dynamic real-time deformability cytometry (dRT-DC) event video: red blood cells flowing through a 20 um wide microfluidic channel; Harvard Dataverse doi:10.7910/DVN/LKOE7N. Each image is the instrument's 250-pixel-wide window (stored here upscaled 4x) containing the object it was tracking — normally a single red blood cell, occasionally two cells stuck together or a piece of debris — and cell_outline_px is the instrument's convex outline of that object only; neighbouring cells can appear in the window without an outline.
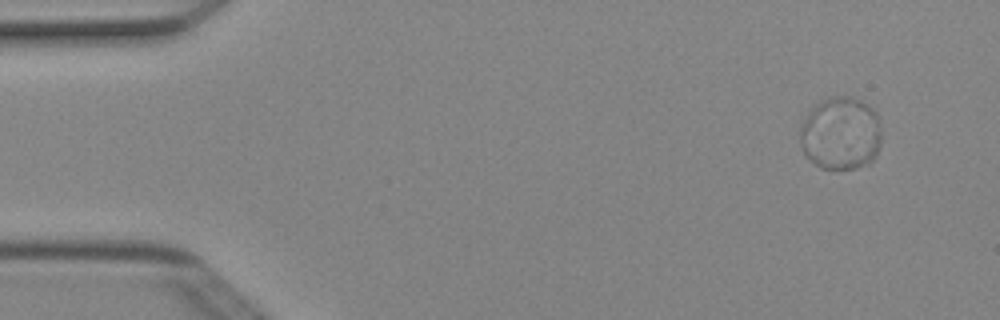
{"species": "Egyptian fruit bat (a non-hibernating species)", "species_latin": "Rousettus aegyptiacus", "temperature_condition": "cold", "stored_images_in_passage": 4, "camera_frame_rate_fps": 3000, "um_per_image_px": 0.085, "animal": {"sex": "female"}, "frame": {"image": 1, "passage_image": 1, "time_ms": 0.0, "image_size_px": [1000, 320], "cell_outline_px": [[880, 144], [876, 156], [868, 164], [856, 168], [820, 168], [804, 156], [800, 140], [800, 128], [808, 112], [820, 100], [828, 96], [852, 96], [868, 104], [876, 112], [880, 132]], "centroid_in_image_um": [71.45, 11.33], "position_along_channel_um": 13.6, "area_um2": 34.91}}
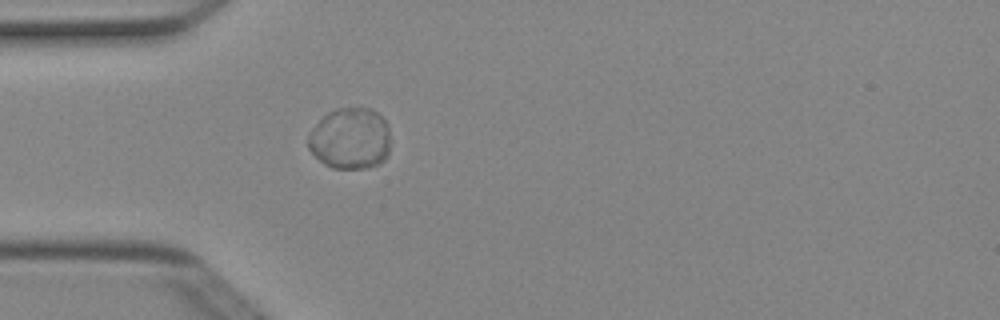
{"frame": {"image": 2, "passage_image": 4, "time_ms": 1.0, "image_size_px": [1000, 320], "cell_outline_px": [[392, 140], [388, 152], [384, 160], [380, 164], [364, 168], [332, 168], [324, 164], [308, 148], [308, 132], [328, 112], [336, 108], [368, 108], [376, 112], [388, 124]], "centroid_in_image_um": [29.79, 11.78], "position_along_channel_um": 55.2, "area_um2": 29.71}}